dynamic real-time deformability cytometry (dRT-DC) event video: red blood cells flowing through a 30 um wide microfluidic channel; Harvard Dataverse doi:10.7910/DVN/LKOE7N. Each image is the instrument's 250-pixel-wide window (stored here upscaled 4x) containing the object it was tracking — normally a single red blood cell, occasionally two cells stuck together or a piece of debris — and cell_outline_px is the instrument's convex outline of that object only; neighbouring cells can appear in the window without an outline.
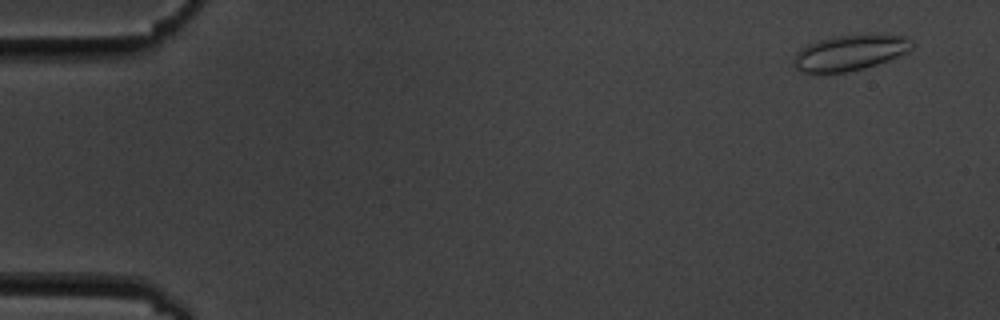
{"species": "common noctule bat (a hibernating species)", "species_latin": "Nyctalus noctula", "temperature_condition": "cold", "stored_images_in_passage": 5, "camera_frame_rate_fps": 3000, "um_per_image_px": 0.085, "animal": {"sex": "male", "body_mass_g": 19.5, "forearm_length_mm": 54.6}, "frame": {"image": 1, "passage_image": 1, "time_ms": 0.0, "image_size_px": [1000, 320], "cell_outline_px": [[912, 48], [908, 52], [888, 60], [864, 68], [844, 72], [800, 72], [796, 68], [792, 60], [796, 52], [800, 48], [808, 44], [832, 36], [864, 32], [872, 32], [908, 36], [912, 40]], "centroid_in_image_um": [72.28, 4.42], "position_along_channel_um": 12.7, "area_um2": 25.2}}
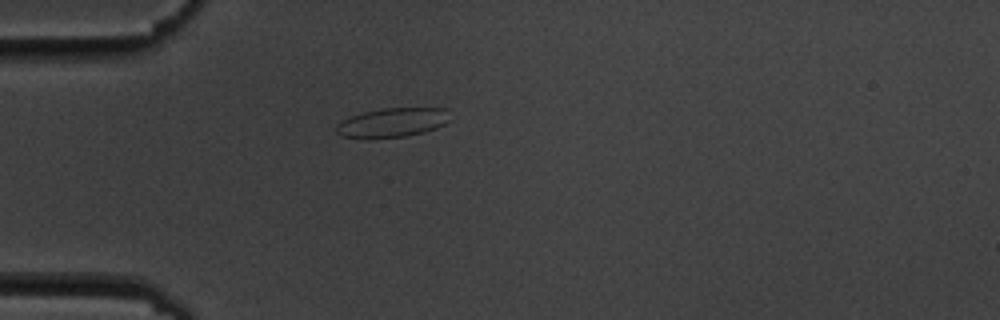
{"frame": {"image": 2, "passage_image": 5, "time_ms": 4.333, "image_size_px": [1000, 320], "cell_outline_px": [[452, 120], [436, 128], [424, 132], [404, 136], [368, 140], [340, 136], [336, 132], [336, 124], [352, 116], [364, 112], [380, 108], [448, 108]], "centroid_in_image_um": [33.36, 10.43], "position_along_channel_um": 51.6, "area_um2": 19.83}}